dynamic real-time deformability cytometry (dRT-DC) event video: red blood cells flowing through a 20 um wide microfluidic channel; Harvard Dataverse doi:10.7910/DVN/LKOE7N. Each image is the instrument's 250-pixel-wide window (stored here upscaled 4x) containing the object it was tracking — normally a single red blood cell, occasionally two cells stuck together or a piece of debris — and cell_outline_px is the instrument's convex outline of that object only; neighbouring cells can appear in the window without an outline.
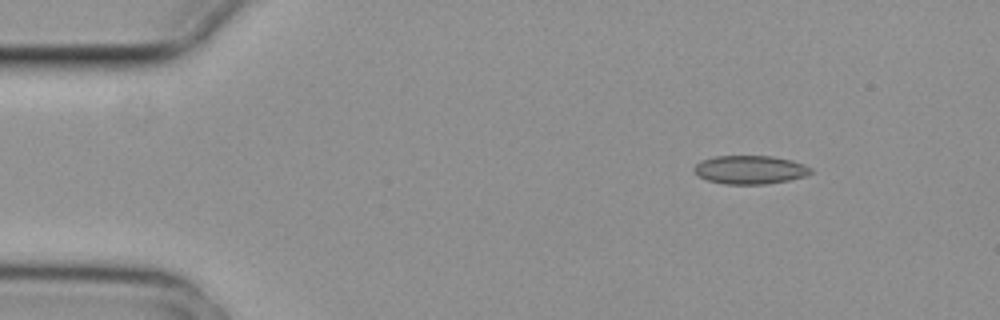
{"species": "common noctule bat (a hibernating species)", "species_latin": "Nyctalus noctula", "temperature_condition": "cold", "stored_images_in_passage": 6, "camera_frame_rate_fps": 3000, "um_per_image_px": 0.085, "animal": {"sex": "female", "body_mass_g": 29.2, "forearm_length_mm": 56.3}, "frame": {"image": 1, "passage_image": 6, "time_ms": 1.667, "image_size_px": [1000, 320], "cell_outline_px": [[812, 172], [808, 176], [788, 180], [764, 184], [724, 184], [708, 180], [692, 172], [692, 168], [700, 160], [716, 156], [772, 156], [792, 160], [804, 164], [812, 168]], "centroid_in_image_um": [63.75, 14.42], "position_along_channel_um": 21.2, "area_um2": 19.54}}